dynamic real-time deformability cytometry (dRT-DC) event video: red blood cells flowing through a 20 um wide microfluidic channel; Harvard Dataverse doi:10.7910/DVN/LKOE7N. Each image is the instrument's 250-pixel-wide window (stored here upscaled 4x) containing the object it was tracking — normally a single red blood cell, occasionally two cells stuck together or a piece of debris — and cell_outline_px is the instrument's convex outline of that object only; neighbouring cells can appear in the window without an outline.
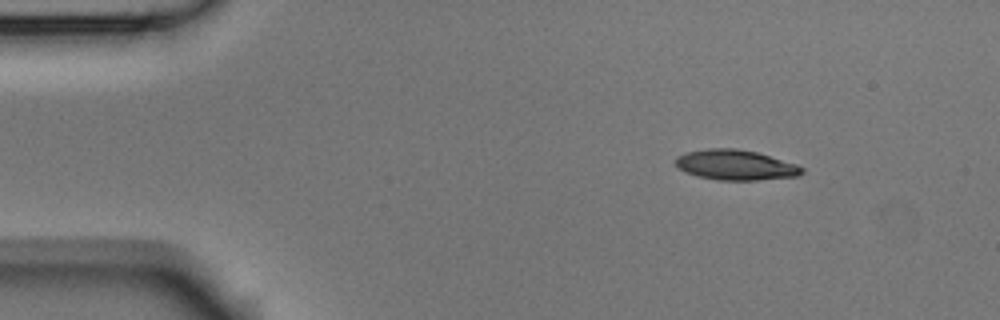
{"species": "Egyptian fruit bat (a non-hibernating species)", "species_latin": "Rousettus aegyptiacus", "temperature_condition": "room temperature", "stored_images_in_passage": 4, "camera_frame_rate_fps": 3000, "um_per_image_px": 0.085, "animal": {"sex": "male"}, "frame": {"image": 1, "passage_image": 1, "time_ms": 0.0, "image_size_px": [1000, 320], "cell_outline_px": [[804, 172], [800, 176], [756, 180], [716, 180], [696, 176], [680, 168], [676, 164], [676, 156], [688, 152], [708, 148], [736, 148], [756, 152], [796, 164], [804, 168]], "centroid_in_image_um": [62.55, 14.03], "position_along_channel_um": 22.5, "area_um2": 22.14}}
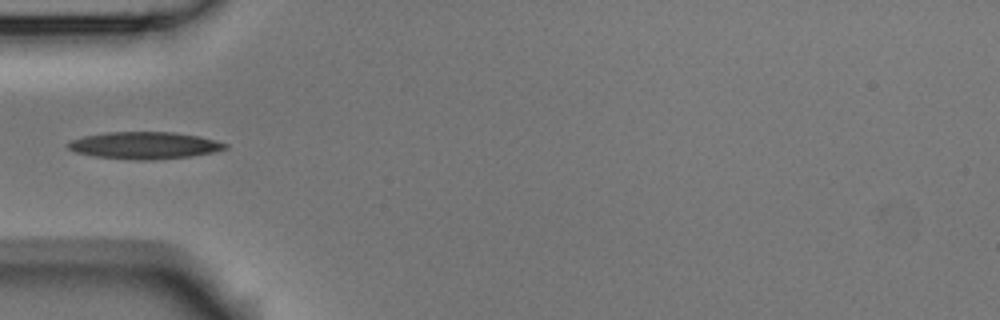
{"frame": {"image": 2, "passage_image": 3, "time_ms": 0.667, "image_size_px": [1000, 320], "cell_outline_px": [[228, 148], [212, 152], [188, 156], [152, 160], [136, 160], [92, 156], [76, 152], [68, 148], [68, 144], [72, 140], [84, 136], [108, 132], [172, 132], [200, 136], [216, 140], [228, 144]], "centroid_in_image_um": [12.29, 12.35], "position_along_channel_um": 72.7, "area_um2": 24.62}}
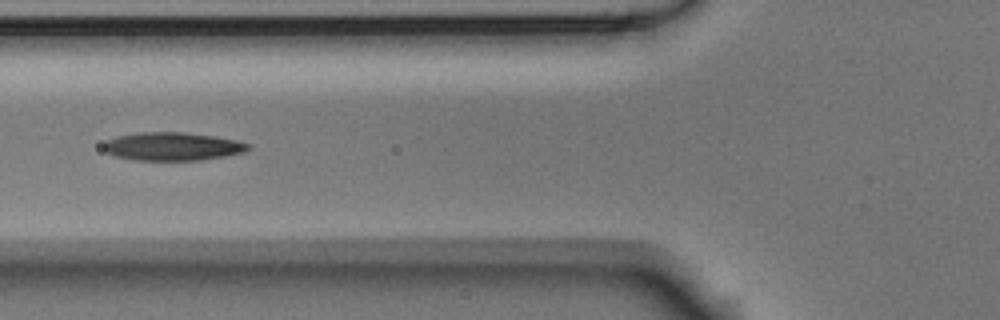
{"frame": {"image": 3, "passage_image": 4, "time_ms": 1.0, "image_size_px": [1000, 320], "cell_outline_px": [[252, 144], [244, 152], [224, 156], [200, 160], [132, 160], [116, 156], [104, 152], [104, 144], [108, 140], [116, 136], [140, 132], [184, 132], [216, 136], [236, 140]], "centroid_in_image_um": [14.66, 12.44], "position_along_channel_um": 111.1, "area_um2": 23.81}}